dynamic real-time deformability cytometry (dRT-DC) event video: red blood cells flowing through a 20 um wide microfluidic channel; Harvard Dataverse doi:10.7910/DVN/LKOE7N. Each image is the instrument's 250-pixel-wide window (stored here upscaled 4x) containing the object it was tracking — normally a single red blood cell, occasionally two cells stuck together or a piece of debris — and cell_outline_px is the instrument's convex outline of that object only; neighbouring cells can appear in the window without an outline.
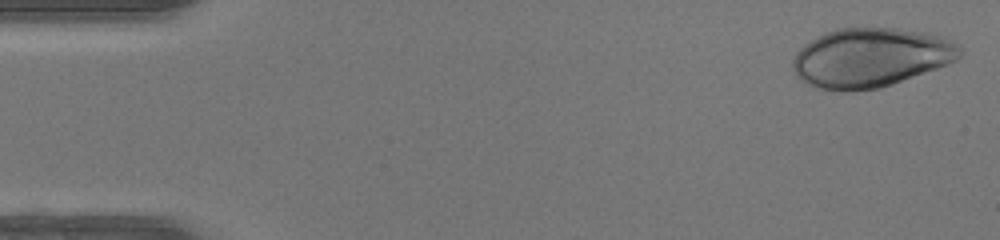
{"species": "human", "species_latin": "Homo sapiens", "temperature_condition": "warm", "stored_images_in_passage": 46, "camera_frame_rate_fps": 3000, "um_per_image_px": 0.085, "donor": {"sex": "female"}, "frame": {"image": 1, "passage_image": 1, "time_ms": 0.0, "image_size_px": [1000, 240], "cell_outline_px": [[964, 52], [956, 60], [948, 64], [892, 84], [880, 88], [848, 92], [844, 92], [820, 88], [808, 84], [800, 80], [796, 76], [792, 68], [792, 60], [796, 52], [804, 44], [836, 28], [900, 28], [932, 32], [956, 44]], "centroid_in_image_um": [74.0, 4.9], "position_along_channel_um": 11.0, "area_um2": 57.86}}